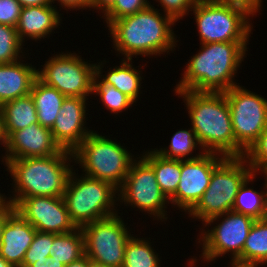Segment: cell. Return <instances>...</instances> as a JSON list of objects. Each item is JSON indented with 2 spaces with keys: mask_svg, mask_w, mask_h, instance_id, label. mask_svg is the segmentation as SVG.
<instances>
[{
  "mask_svg": "<svg viewBox=\"0 0 267 267\" xmlns=\"http://www.w3.org/2000/svg\"><path fill=\"white\" fill-rule=\"evenodd\" d=\"M185 98L187 109L199 146L204 152L236 157L231 114L224 92H176ZM206 147V148H205Z\"/></svg>",
  "mask_w": 267,
  "mask_h": 267,
  "instance_id": "2",
  "label": "cell"
},
{
  "mask_svg": "<svg viewBox=\"0 0 267 267\" xmlns=\"http://www.w3.org/2000/svg\"><path fill=\"white\" fill-rule=\"evenodd\" d=\"M165 9L166 15L170 16L175 22L186 14L187 10L192 9L195 0H159Z\"/></svg>",
  "mask_w": 267,
  "mask_h": 267,
  "instance_id": "36",
  "label": "cell"
},
{
  "mask_svg": "<svg viewBox=\"0 0 267 267\" xmlns=\"http://www.w3.org/2000/svg\"><path fill=\"white\" fill-rule=\"evenodd\" d=\"M29 267H65V265L58 263L55 260L52 261L50 257H48L47 260L37 261L34 264H31Z\"/></svg>",
  "mask_w": 267,
  "mask_h": 267,
  "instance_id": "41",
  "label": "cell"
},
{
  "mask_svg": "<svg viewBox=\"0 0 267 267\" xmlns=\"http://www.w3.org/2000/svg\"><path fill=\"white\" fill-rule=\"evenodd\" d=\"M0 141L3 143V146H5V137H4V133H3V129H2V117H1V114H0Z\"/></svg>",
  "mask_w": 267,
  "mask_h": 267,
  "instance_id": "44",
  "label": "cell"
},
{
  "mask_svg": "<svg viewBox=\"0 0 267 267\" xmlns=\"http://www.w3.org/2000/svg\"><path fill=\"white\" fill-rule=\"evenodd\" d=\"M44 65L37 77L65 97L87 98L92 93L96 64H87L75 54H59Z\"/></svg>",
  "mask_w": 267,
  "mask_h": 267,
  "instance_id": "11",
  "label": "cell"
},
{
  "mask_svg": "<svg viewBox=\"0 0 267 267\" xmlns=\"http://www.w3.org/2000/svg\"><path fill=\"white\" fill-rule=\"evenodd\" d=\"M22 6L17 0H0V24L17 26Z\"/></svg>",
  "mask_w": 267,
  "mask_h": 267,
  "instance_id": "35",
  "label": "cell"
},
{
  "mask_svg": "<svg viewBox=\"0 0 267 267\" xmlns=\"http://www.w3.org/2000/svg\"><path fill=\"white\" fill-rule=\"evenodd\" d=\"M116 0H91L89 7H97V9L103 10L105 13L113 6Z\"/></svg>",
  "mask_w": 267,
  "mask_h": 267,
  "instance_id": "40",
  "label": "cell"
},
{
  "mask_svg": "<svg viewBox=\"0 0 267 267\" xmlns=\"http://www.w3.org/2000/svg\"><path fill=\"white\" fill-rule=\"evenodd\" d=\"M249 159V166L252 173L260 169L262 172L267 171V128L260 134L257 140L245 152L244 157Z\"/></svg>",
  "mask_w": 267,
  "mask_h": 267,
  "instance_id": "33",
  "label": "cell"
},
{
  "mask_svg": "<svg viewBox=\"0 0 267 267\" xmlns=\"http://www.w3.org/2000/svg\"><path fill=\"white\" fill-rule=\"evenodd\" d=\"M4 147L9 152L5 155V159L48 157L62 150L55 142L51 130L43 127L39 122L12 132L5 139Z\"/></svg>",
  "mask_w": 267,
  "mask_h": 267,
  "instance_id": "16",
  "label": "cell"
},
{
  "mask_svg": "<svg viewBox=\"0 0 267 267\" xmlns=\"http://www.w3.org/2000/svg\"><path fill=\"white\" fill-rule=\"evenodd\" d=\"M225 158L222 155L221 158H217L215 153L205 152L195 157L181 160L180 181L176 193L169 200L189 212L206 191L210 184L213 170Z\"/></svg>",
  "mask_w": 267,
  "mask_h": 267,
  "instance_id": "14",
  "label": "cell"
},
{
  "mask_svg": "<svg viewBox=\"0 0 267 267\" xmlns=\"http://www.w3.org/2000/svg\"><path fill=\"white\" fill-rule=\"evenodd\" d=\"M30 94L35 103L39 124L51 129L65 96L54 87L42 82L38 77L33 83Z\"/></svg>",
  "mask_w": 267,
  "mask_h": 267,
  "instance_id": "22",
  "label": "cell"
},
{
  "mask_svg": "<svg viewBox=\"0 0 267 267\" xmlns=\"http://www.w3.org/2000/svg\"><path fill=\"white\" fill-rule=\"evenodd\" d=\"M121 199L127 204L146 210L161 220L165 218V202L168 200L156 180L152 166L142 158L132 162L130 170L118 189Z\"/></svg>",
  "mask_w": 267,
  "mask_h": 267,
  "instance_id": "12",
  "label": "cell"
},
{
  "mask_svg": "<svg viewBox=\"0 0 267 267\" xmlns=\"http://www.w3.org/2000/svg\"><path fill=\"white\" fill-rule=\"evenodd\" d=\"M72 153L74 160L84 167L85 176L108 182L117 189L124 182L133 162L123 146L93 131Z\"/></svg>",
  "mask_w": 267,
  "mask_h": 267,
  "instance_id": "6",
  "label": "cell"
},
{
  "mask_svg": "<svg viewBox=\"0 0 267 267\" xmlns=\"http://www.w3.org/2000/svg\"><path fill=\"white\" fill-rule=\"evenodd\" d=\"M36 229L15 209L4 225L0 256L14 267H21L24 256L36 234Z\"/></svg>",
  "mask_w": 267,
  "mask_h": 267,
  "instance_id": "18",
  "label": "cell"
},
{
  "mask_svg": "<svg viewBox=\"0 0 267 267\" xmlns=\"http://www.w3.org/2000/svg\"><path fill=\"white\" fill-rule=\"evenodd\" d=\"M59 12L52 5L22 7L16 30L23 42L25 35L39 39L60 23Z\"/></svg>",
  "mask_w": 267,
  "mask_h": 267,
  "instance_id": "20",
  "label": "cell"
},
{
  "mask_svg": "<svg viewBox=\"0 0 267 267\" xmlns=\"http://www.w3.org/2000/svg\"><path fill=\"white\" fill-rule=\"evenodd\" d=\"M73 153L61 150L48 157H26L22 159H5L7 169L13 177L18 194L6 201L15 205L22 198L63 196L68 178L73 170L66 165ZM68 157V158H67Z\"/></svg>",
  "mask_w": 267,
  "mask_h": 267,
  "instance_id": "4",
  "label": "cell"
},
{
  "mask_svg": "<svg viewBox=\"0 0 267 267\" xmlns=\"http://www.w3.org/2000/svg\"><path fill=\"white\" fill-rule=\"evenodd\" d=\"M14 208L37 231L61 234L77 229L69 216L63 196L22 198Z\"/></svg>",
  "mask_w": 267,
  "mask_h": 267,
  "instance_id": "15",
  "label": "cell"
},
{
  "mask_svg": "<svg viewBox=\"0 0 267 267\" xmlns=\"http://www.w3.org/2000/svg\"><path fill=\"white\" fill-rule=\"evenodd\" d=\"M226 218L210 232H204L202 236L203 258L209 261L231 251V262L242 264V251L247 236L255 222L250 216L229 211ZM225 219V220H224Z\"/></svg>",
  "mask_w": 267,
  "mask_h": 267,
  "instance_id": "13",
  "label": "cell"
},
{
  "mask_svg": "<svg viewBox=\"0 0 267 267\" xmlns=\"http://www.w3.org/2000/svg\"><path fill=\"white\" fill-rule=\"evenodd\" d=\"M0 267H14L8 261H6L2 256H0Z\"/></svg>",
  "mask_w": 267,
  "mask_h": 267,
  "instance_id": "46",
  "label": "cell"
},
{
  "mask_svg": "<svg viewBox=\"0 0 267 267\" xmlns=\"http://www.w3.org/2000/svg\"><path fill=\"white\" fill-rule=\"evenodd\" d=\"M73 175L71 172L63 199L69 216L77 228L116 214L111 211L115 202V192L118 190L116 187L88 176L82 179L76 178L75 182Z\"/></svg>",
  "mask_w": 267,
  "mask_h": 267,
  "instance_id": "7",
  "label": "cell"
},
{
  "mask_svg": "<svg viewBox=\"0 0 267 267\" xmlns=\"http://www.w3.org/2000/svg\"><path fill=\"white\" fill-rule=\"evenodd\" d=\"M193 11L201 44L212 42H247L250 16L242 9L217 4L210 0L196 1Z\"/></svg>",
  "mask_w": 267,
  "mask_h": 267,
  "instance_id": "8",
  "label": "cell"
},
{
  "mask_svg": "<svg viewBox=\"0 0 267 267\" xmlns=\"http://www.w3.org/2000/svg\"><path fill=\"white\" fill-rule=\"evenodd\" d=\"M197 142V143H196ZM194 130H179L177 131L170 142V150L164 148V150H155L156 153L166 159L183 160L184 157L191 154L196 145H198ZM183 157V159H182Z\"/></svg>",
  "mask_w": 267,
  "mask_h": 267,
  "instance_id": "30",
  "label": "cell"
},
{
  "mask_svg": "<svg viewBox=\"0 0 267 267\" xmlns=\"http://www.w3.org/2000/svg\"><path fill=\"white\" fill-rule=\"evenodd\" d=\"M88 267H109V266L101 264V263H98V262H95V261H92V260L89 259Z\"/></svg>",
  "mask_w": 267,
  "mask_h": 267,
  "instance_id": "45",
  "label": "cell"
},
{
  "mask_svg": "<svg viewBox=\"0 0 267 267\" xmlns=\"http://www.w3.org/2000/svg\"><path fill=\"white\" fill-rule=\"evenodd\" d=\"M254 176L255 174H252L239 187L232 211L250 216L255 220H261L267 218V192L261 195V193L247 188L246 185L250 180L253 181ZM265 186L267 187V183Z\"/></svg>",
  "mask_w": 267,
  "mask_h": 267,
  "instance_id": "26",
  "label": "cell"
},
{
  "mask_svg": "<svg viewBox=\"0 0 267 267\" xmlns=\"http://www.w3.org/2000/svg\"><path fill=\"white\" fill-rule=\"evenodd\" d=\"M117 214L84 225L85 255L109 267H122L127 241V228Z\"/></svg>",
  "mask_w": 267,
  "mask_h": 267,
  "instance_id": "10",
  "label": "cell"
},
{
  "mask_svg": "<svg viewBox=\"0 0 267 267\" xmlns=\"http://www.w3.org/2000/svg\"><path fill=\"white\" fill-rule=\"evenodd\" d=\"M88 264H89V258L86 255H84L78 260L73 261L69 265H66L65 267H88Z\"/></svg>",
  "mask_w": 267,
  "mask_h": 267,
  "instance_id": "43",
  "label": "cell"
},
{
  "mask_svg": "<svg viewBox=\"0 0 267 267\" xmlns=\"http://www.w3.org/2000/svg\"><path fill=\"white\" fill-rule=\"evenodd\" d=\"M246 42L202 44L201 51L187 64L175 92H225L234 86L235 71L246 52Z\"/></svg>",
  "mask_w": 267,
  "mask_h": 267,
  "instance_id": "1",
  "label": "cell"
},
{
  "mask_svg": "<svg viewBox=\"0 0 267 267\" xmlns=\"http://www.w3.org/2000/svg\"><path fill=\"white\" fill-rule=\"evenodd\" d=\"M157 257L148 242L131 236L126 244L122 267H160Z\"/></svg>",
  "mask_w": 267,
  "mask_h": 267,
  "instance_id": "28",
  "label": "cell"
},
{
  "mask_svg": "<svg viewBox=\"0 0 267 267\" xmlns=\"http://www.w3.org/2000/svg\"><path fill=\"white\" fill-rule=\"evenodd\" d=\"M100 65L96 66V75L93 80V93L99 94L102 102L113 113L121 112L134 103V101L115 88L113 85L105 84L102 81H97L101 74Z\"/></svg>",
  "mask_w": 267,
  "mask_h": 267,
  "instance_id": "29",
  "label": "cell"
},
{
  "mask_svg": "<svg viewBox=\"0 0 267 267\" xmlns=\"http://www.w3.org/2000/svg\"><path fill=\"white\" fill-rule=\"evenodd\" d=\"M54 0H51L53 2ZM58 2H61V5L64 7L69 8H86L90 6L91 0H58Z\"/></svg>",
  "mask_w": 267,
  "mask_h": 267,
  "instance_id": "39",
  "label": "cell"
},
{
  "mask_svg": "<svg viewBox=\"0 0 267 267\" xmlns=\"http://www.w3.org/2000/svg\"><path fill=\"white\" fill-rule=\"evenodd\" d=\"M124 62L120 67L114 68L108 72V75L102 80L103 83L113 85L119 91L130 97L134 102L138 98L140 89V73L132 68L130 59Z\"/></svg>",
  "mask_w": 267,
  "mask_h": 267,
  "instance_id": "27",
  "label": "cell"
},
{
  "mask_svg": "<svg viewBox=\"0 0 267 267\" xmlns=\"http://www.w3.org/2000/svg\"><path fill=\"white\" fill-rule=\"evenodd\" d=\"M217 4L232 6L242 9L249 15H254L260 9L261 0H210ZM259 7V8H258Z\"/></svg>",
  "mask_w": 267,
  "mask_h": 267,
  "instance_id": "37",
  "label": "cell"
},
{
  "mask_svg": "<svg viewBox=\"0 0 267 267\" xmlns=\"http://www.w3.org/2000/svg\"><path fill=\"white\" fill-rule=\"evenodd\" d=\"M22 7L52 5L51 0H17Z\"/></svg>",
  "mask_w": 267,
  "mask_h": 267,
  "instance_id": "42",
  "label": "cell"
},
{
  "mask_svg": "<svg viewBox=\"0 0 267 267\" xmlns=\"http://www.w3.org/2000/svg\"><path fill=\"white\" fill-rule=\"evenodd\" d=\"M14 206L10 203L5 202V199L2 198V201L0 202V241L4 229V225L7 221L8 215L14 210Z\"/></svg>",
  "mask_w": 267,
  "mask_h": 267,
  "instance_id": "38",
  "label": "cell"
},
{
  "mask_svg": "<svg viewBox=\"0 0 267 267\" xmlns=\"http://www.w3.org/2000/svg\"><path fill=\"white\" fill-rule=\"evenodd\" d=\"M22 41L15 27L0 24V64L18 60Z\"/></svg>",
  "mask_w": 267,
  "mask_h": 267,
  "instance_id": "31",
  "label": "cell"
},
{
  "mask_svg": "<svg viewBox=\"0 0 267 267\" xmlns=\"http://www.w3.org/2000/svg\"><path fill=\"white\" fill-rule=\"evenodd\" d=\"M224 93L236 140V157H243L267 128V100L238 85Z\"/></svg>",
  "mask_w": 267,
  "mask_h": 267,
  "instance_id": "9",
  "label": "cell"
},
{
  "mask_svg": "<svg viewBox=\"0 0 267 267\" xmlns=\"http://www.w3.org/2000/svg\"><path fill=\"white\" fill-rule=\"evenodd\" d=\"M85 255L84 235L81 228L72 232L54 234L50 259L65 266Z\"/></svg>",
  "mask_w": 267,
  "mask_h": 267,
  "instance_id": "24",
  "label": "cell"
},
{
  "mask_svg": "<svg viewBox=\"0 0 267 267\" xmlns=\"http://www.w3.org/2000/svg\"><path fill=\"white\" fill-rule=\"evenodd\" d=\"M267 263V218L255 220L242 251V264L256 266Z\"/></svg>",
  "mask_w": 267,
  "mask_h": 267,
  "instance_id": "25",
  "label": "cell"
},
{
  "mask_svg": "<svg viewBox=\"0 0 267 267\" xmlns=\"http://www.w3.org/2000/svg\"><path fill=\"white\" fill-rule=\"evenodd\" d=\"M53 245V233L36 231L33 242L25 253L21 267H29L37 261L47 260Z\"/></svg>",
  "mask_w": 267,
  "mask_h": 267,
  "instance_id": "32",
  "label": "cell"
},
{
  "mask_svg": "<svg viewBox=\"0 0 267 267\" xmlns=\"http://www.w3.org/2000/svg\"><path fill=\"white\" fill-rule=\"evenodd\" d=\"M3 195L0 194V202L2 201Z\"/></svg>",
  "mask_w": 267,
  "mask_h": 267,
  "instance_id": "48",
  "label": "cell"
},
{
  "mask_svg": "<svg viewBox=\"0 0 267 267\" xmlns=\"http://www.w3.org/2000/svg\"><path fill=\"white\" fill-rule=\"evenodd\" d=\"M231 264H232L233 267H256V266L238 264V263H235V262H232Z\"/></svg>",
  "mask_w": 267,
  "mask_h": 267,
  "instance_id": "47",
  "label": "cell"
},
{
  "mask_svg": "<svg viewBox=\"0 0 267 267\" xmlns=\"http://www.w3.org/2000/svg\"><path fill=\"white\" fill-rule=\"evenodd\" d=\"M86 98L65 97L59 114L50 129L61 149L73 152L91 133L83 128Z\"/></svg>",
  "mask_w": 267,
  "mask_h": 267,
  "instance_id": "17",
  "label": "cell"
},
{
  "mask_svg": "<svg viewBox=\"0 0 267 267\" xmlns=\"http://www.w3.org/2000/svg\"><path fill=\"white\" fill-rule=\"evenodd\" d=\"M156 11L152 6L135 14L114 20L108 27L114 45L127 59L132 55H153L175 47L171 25L174 20Z\"/></svg>",
  "mask_w": 267,
  "mask_h": 267,
  "instance_id": "3",
  "label": "cell"
},
{
  "mask_svg": "<svg viewBox=\"0 0 267 267\" xmlns=\"http://www.w3.org/2000/svg\"><path fill=\"white\" fill-rule=\"evenodd\" d=\"M2 129L5 139L14 131L38 122L35 103L31 94L9 101L0 106Z\"/></svg>",
  "mask_w": 267,
  "mask_h": 267,
  "instance_id": "21",
  "label": "cell"
},
{
  "mask_svg": "<svg viewBox=\"0 0 267 267\" xmlns=\"http://www.w3.org/2000/svg\"><path fill=\"white\" fill-rule=\"evenodd\" d=\"M149 6L147 0H116L104 16L109 26L114 20L135 14Z\"/></svg>",
  "mask_w": 267,
  "mask_h": 267,
  "instance_id": "34",
  "label": "cell"
},
{
  "mask_svg": "<svg viewBox=\"0 0 267 267\" xmlns=\"http://www.w3.org/2000/svg\"><path fill=\"white\" fill-rule=\"evenodd\" d=\"M37 71L25 63L0 64V106L30 94Z\"/></svg>",
  "mask_w": 267,
  "mask_h": 267,
  "instance_id": "19",
  "label": "cell"
},
{
  "mask_svg": "<svg viewBox=\"0 0 267 267\" xmlns=\"http://www.w3.org/2000/svg\"><path fill=\"white\" fill-rule=\"evenodd\" d=\"M245 157H226L214 170L206 191L189 211V214L202 219L205 224L232 211L239 187L253 173L244 167ZM244 160V161H243Z\"/></svg>",
  "mask_w": 267,
  "mask_h": 267,
  "instance_id": "5",
  "label": "cell"
},
{
  "mask_svg": "<svg viewBox=\"0 0 267 267\" xmlns=\"http://www.w3.org/2000/svg\"><path fill=\"white\" fill-rule=\"evenodd\" d=\"M143 158L152 166L160 189L170 199L177 190L181 174V160L166 159L150 151Z\"/></svg>",
  "mask_w": 267,
  "mask_h": 267,
  "instance_id": "23",
  "label": "cell"
}]
</instances>
